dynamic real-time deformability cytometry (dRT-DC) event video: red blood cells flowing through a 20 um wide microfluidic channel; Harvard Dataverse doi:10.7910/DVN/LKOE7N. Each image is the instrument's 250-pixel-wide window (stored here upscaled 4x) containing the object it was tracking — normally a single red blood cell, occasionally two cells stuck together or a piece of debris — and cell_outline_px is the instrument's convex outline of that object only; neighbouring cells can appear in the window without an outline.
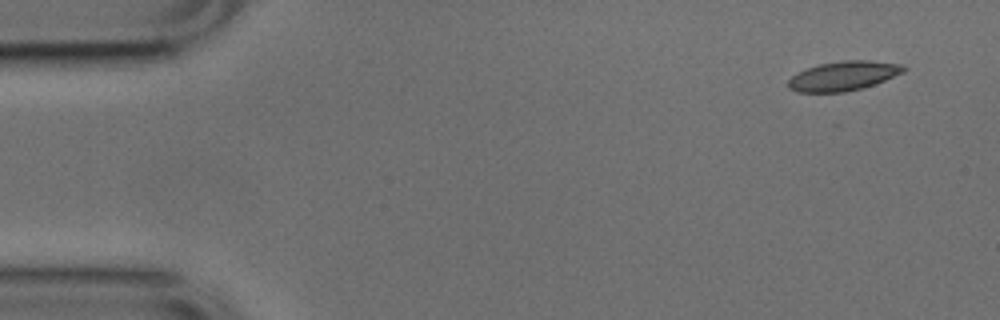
{"species": "common noctule bat (a hibernating species)", "species_latin": "Nyctalus noctula", "temperature_condition": "cold", "stored_images_in_passage": 49, "camera_frame_rate_fps": 3000, "um_per_image_px": 0.085, "animal": {"sex": "male", "body_mass_g": 17.9, "forearm_length_mm": 54.2}, "frame": {"image": 1, "passage_image": 1, "time_ms": 0.0, "image_size_px": [1000, 320], "cell_outline_px": [[908, 68], [904, 72], [884, 80], [860, 88], [844, 92], [796, 92], [788, 88], [788, 80], [796, 72], [820, 64], [844, 60], [868, 60], [904, 64]], "centroid_in_image_um": [71.68, 6.44], "position_along_channel_um": 13.3, "area_um2": 19.71}}
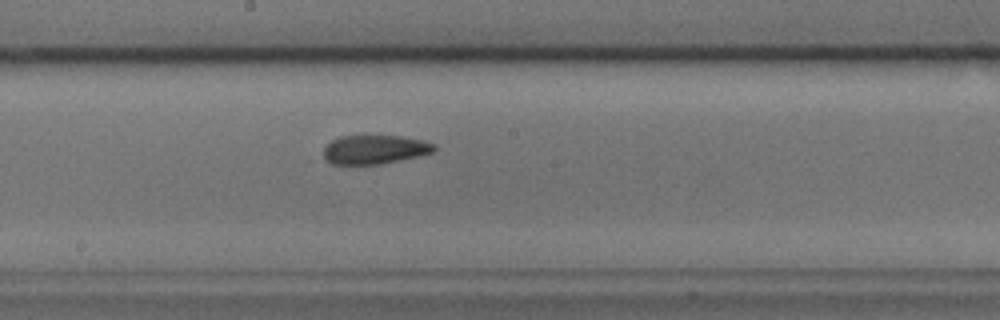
{"frame": {"image": 2, "passage_image": 25, "time_ms": 8.0, "image_size_px": [1000, 320], "cell_outline_px": [[436, 148], [432, 152], [420, 156], [380, 164], [332, 164], [324, 160], [324, 148], [332, 140], [340, 136], [400, 136], [420, 140], [436, 144]], "centroid_in_image_um": [31.84, 12.71], "position_along_channel_um": 216.4, "area_um2": 18.55}}
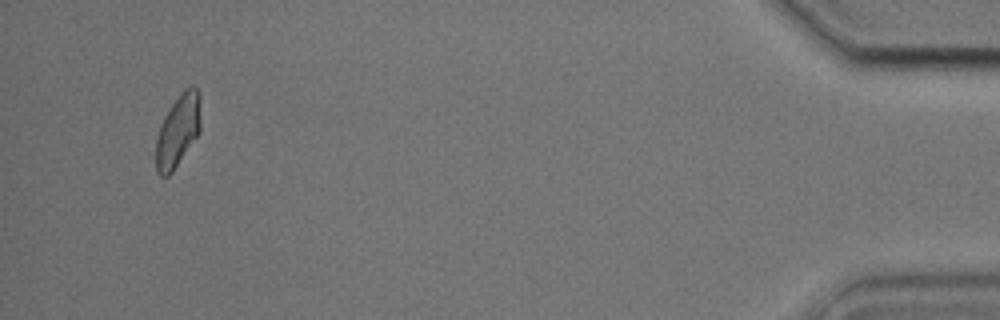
{"frame": {"image": 3, "passage_image": 47, "time_ms": 15.333, "image_size_px": [1000, 320], "cell_outline_px": [[200, 132], [172, 172], [168, 176], [160, 176], [156, 172], [156, 140], [160, 124], [164, 116], [172, 104], [184, 88], [188, 84], [192, 84], [200, 92]], "centroid_in_image_um": [15.13, 11.07], "position_along_channel_um": 420.1, "area_um2": 19.02}, "authors_computed_cell_mechanics": {"area_um2": 19.7098, "velocity_mm_per_s": 3.8467, "shape_relaxation_time_tau1_ms": 7.3979, "shape_relaxation_time_tau2_ms": 0.9207, "deformation_change_tau1": 0.1679, "deformation_change_tau2": 0.0555}}